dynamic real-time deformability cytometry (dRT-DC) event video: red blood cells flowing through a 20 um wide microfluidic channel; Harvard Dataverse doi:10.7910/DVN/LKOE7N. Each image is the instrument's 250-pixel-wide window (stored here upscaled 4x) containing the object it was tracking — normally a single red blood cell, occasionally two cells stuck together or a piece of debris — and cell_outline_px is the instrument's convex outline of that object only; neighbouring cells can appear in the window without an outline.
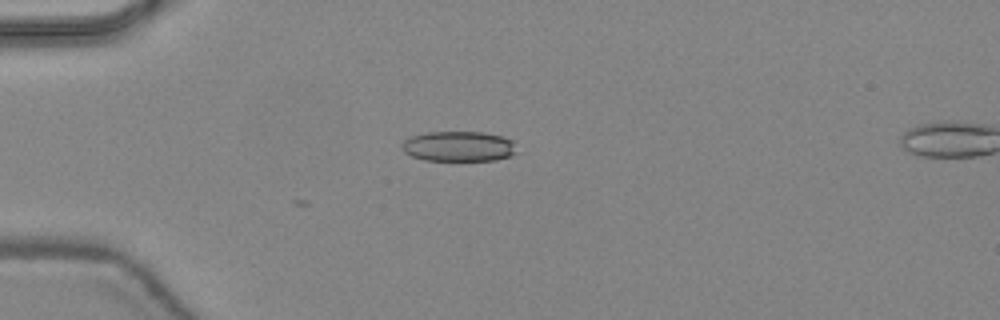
{"species": "common noctule bat (a hibernating species)", "species_latin": "Nyctalus noctula", "temperature_condition": "warm", "stored_images_in_passage": 5, "camera_frame_rate_fps": 3000, "um_per_image_px": 0.085, "animal": {"sex": "female", "body_mass_g": 24.6, "forearm_length_mm": 56.2}, "frame": {"image": 1, "passage_image": 1, "time_ms": 0.0, "image_size_px": [1000, 320], "cell_outline_px": [[516, 152], [512, 156], [496, 160], [424, 160], [412, 156], [404, 152], [400, 148], [400, 144], [404, 140], [412, 136], [428, 132], [484, 132], [500, 136], [512, 140]], "centroid_in_image_um": [38.96, 12.44], "position_along_channel_um": 46.0, "area_um2": 20.23}}
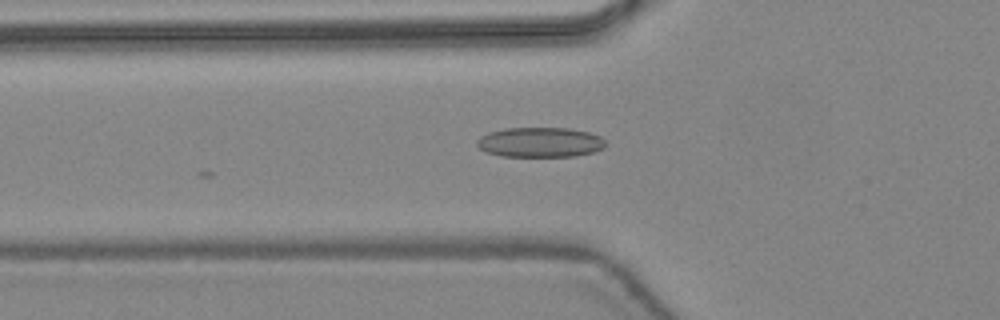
{"frame": {"image": 2, "passage_image": 5, "time_ms": 1.333, "image_size_px": [1000, 320], "cell_outline_px": [[608, 144], [604, 148], [592, 152], [576, 156], [500, 156], [484, 152], [476, 144], [476, 140], [480, 136], [488, 132], [504, 128], [568, 128], [588, 132], [600, 136]], "centroid_in_image_um": [45.88, 12.09], "position_along_channel_um": 79.9, "area_um2": 22.6}}